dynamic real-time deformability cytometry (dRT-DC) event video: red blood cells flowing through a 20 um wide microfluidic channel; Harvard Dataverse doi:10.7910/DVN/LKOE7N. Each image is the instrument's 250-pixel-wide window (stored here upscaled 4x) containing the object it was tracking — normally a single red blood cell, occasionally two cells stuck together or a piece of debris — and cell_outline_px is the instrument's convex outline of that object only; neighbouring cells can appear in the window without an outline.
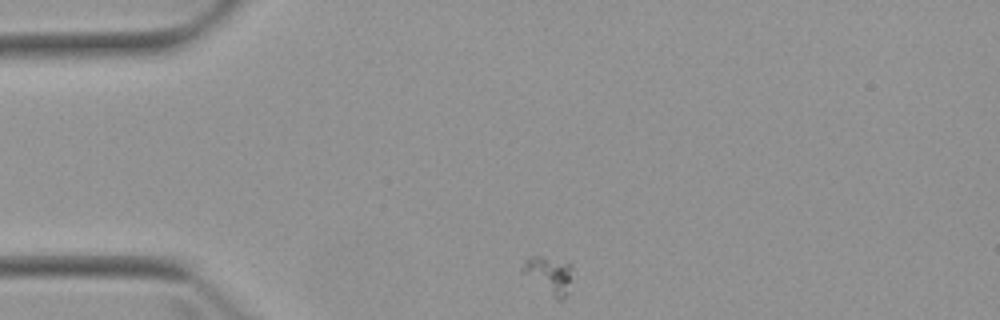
{"species": "Egyptian fruit bat (a non-hibernating species)", "species_latin": "Rousettus aegyptiacus", "temperature_condition": "warm", "stored_images_in_passage": 3, "camera_frame_rate_fps": 3000, "um_per_image_px": 0.085, "animal": {"sex": "female"}, "frame": {"image": 1, "passage_image": 1, "time_ms": 0.0, "image_size_px": [1000, 320], "cell_outline_px": [[572, 280], [568, 292], [564, 300], [556, 300], [520, 272], [524, 260], [532, 256], [540, 256], [572, 264]], "centroid_in_image_um": [46.67, 23.4], "position_along_channel_um": 38.3, "area_um2": 11.04}}